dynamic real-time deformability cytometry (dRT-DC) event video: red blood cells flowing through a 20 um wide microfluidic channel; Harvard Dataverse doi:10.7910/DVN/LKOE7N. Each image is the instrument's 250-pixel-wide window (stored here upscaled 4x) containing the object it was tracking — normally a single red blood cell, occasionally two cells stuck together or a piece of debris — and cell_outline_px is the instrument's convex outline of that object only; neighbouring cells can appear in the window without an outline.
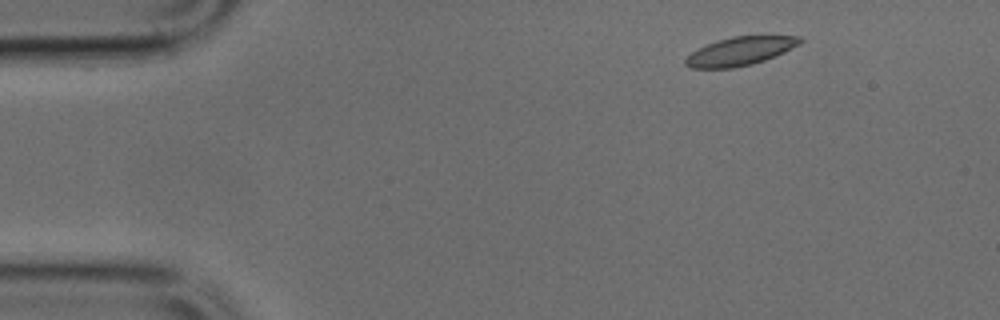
{"species": "common noctule bat (a hibernating species)", "species_latin": "Nyctalus noctula", "temperature_condition": "cold", "stored_images_in_passage": 19, "camera_frame_rate_fps": 3000, "um_per_image_px": 0.085, "animal": {"sex": "male", "body_mass_g": 17.9, "forearm_length_mm": 54.2}, "frame": {"image": 1, "passage_image": 1, "time_ms": 0.0, "image_size_px": [1000, 320], "cell_outline_px": [[804, 40], [800, 44], [792, 48], [764, 60], [752, 64], [732, 68], [688, 68], [684, 64], [684, 60], [692, 52], [708, 44], [732, 36], [800, 36]], "centroid_in_image_um": [62.91, 4.36], "position_along_channel_um": 22.1, "area_um2": 18.73}}
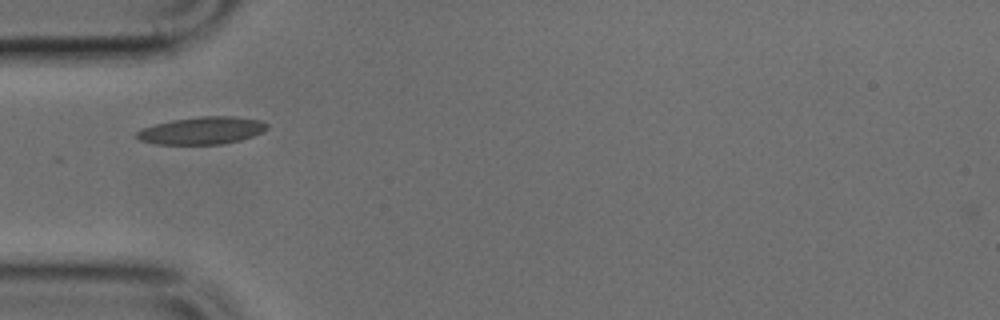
{"frame": {"image": 2, "passage_image": 10, "time_ms": 3.0, "image_size_px": [1000, 320], "cell_outline_px": [[268, 128], [264, 132], [240, 140], [224, 144], [156, 144], [140, 140], [136, 136], [136, 132], [140, 128], [172, 120], [200, 116], [236, 116], [260, 120], [268, 124]], "centroid_in_image_um": [17.19, 11.09], "position_along_channel_um": 67.8, "area_um2": 20.92}}
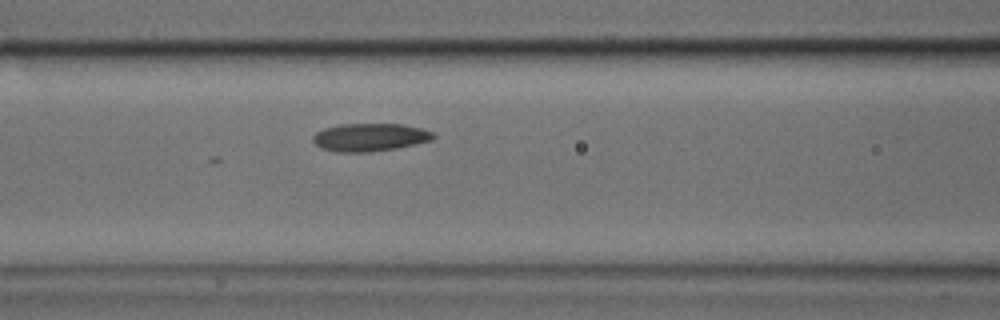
{"frame": {"image": 3, "passage_image": 15, "time_ms": 4.667, "image_size_px": [1000, 320], "cell_outline_px": [[436, 136], [432, 140], [416, 144], [396, 148], [372, 152], [336, 152], [320, 148], [312, 140], [312, 136], [316, 132], [324, 128], [340, 124], [400, 124], [420, 128], [432, 132]], "centroid_in_image_um": [31.41, 11.67], "position_along_channel_um": 135.2, "area_um2": 19.65}}